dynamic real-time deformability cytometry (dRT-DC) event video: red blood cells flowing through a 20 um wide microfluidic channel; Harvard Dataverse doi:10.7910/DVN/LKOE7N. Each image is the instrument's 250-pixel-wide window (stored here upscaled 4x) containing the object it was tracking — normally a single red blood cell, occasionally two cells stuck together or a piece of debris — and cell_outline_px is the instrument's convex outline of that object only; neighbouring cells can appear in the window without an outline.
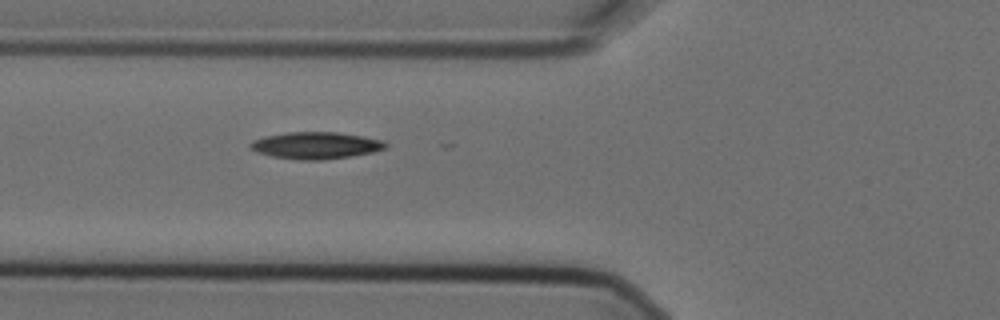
{"species": "Egyptian fruit bat (a non-hibernating species)", "species_latin": "Rousettus aegyptiacus", "temperature_condition": "cold", "stored_images_in_passage": 5, "camera_frame_rate_fps": 3000, "um_per_image_px": 0.085, "animal": {"sex": "female"}, "frame": {"image": 1, "passage_image": 5, "time_ms": 1.333, "image_size_px": [1000, 320], "cell_outline_px": [[388, 144], [384, 148], [372, 152], [352, 156], [320, 160], [300, 160], [272, 156], [256, 152], [248, 148], [248, 144], [252, 140], [264, 136], [288, 132], [336, 132], [364, 136], [384, 140]], "centroid_in_image_um": [26.81, 12.35], "position_along_channel_um": 99.0, "area_um2": 21.33}}